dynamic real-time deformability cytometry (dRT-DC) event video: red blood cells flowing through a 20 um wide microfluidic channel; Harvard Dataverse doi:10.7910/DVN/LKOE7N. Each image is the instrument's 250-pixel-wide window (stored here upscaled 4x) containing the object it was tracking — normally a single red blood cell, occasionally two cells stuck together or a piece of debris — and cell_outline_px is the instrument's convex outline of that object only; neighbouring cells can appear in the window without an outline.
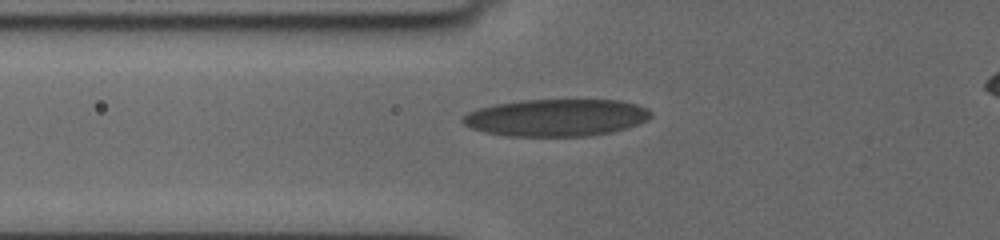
{"species": "human", "species_latin": "Homo sapiens", "temperature_condition": "cold", "stored_images_in_passage": 37, "camera_frame_rate_fps": 3000, "um_per_image_px": 0.085, "donor": {"sex": "female"}, "frame": {"image": 1, "passage_image": 2, "time_ms": 0.333, "image_size_px": [1000, 240], "cell_outline_px": [[652, 116], [636, 124], [612, 132], [588, 136], [508, 136], [484, 132], [472, 128], [464, 124], [460, 120], [460, 116], [468, 112], [480, 108], [496, 104], [520, 100], [620, 100], [636, 104], [648, 108], [652, 112]], "centroid_in_image_um": [47.25, 9.99], "position_along_channel_um": 78.5, "area_um2": 40.75}}
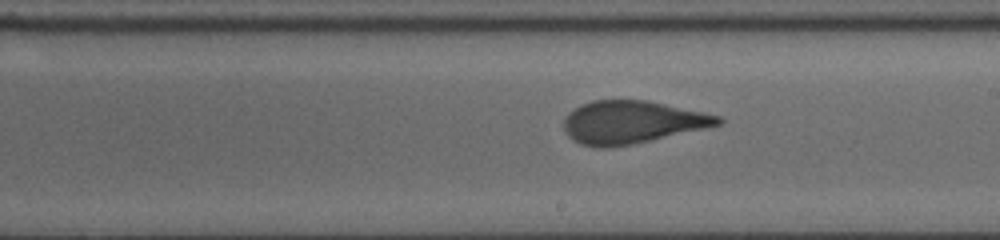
{"frame": {"image": 2, "passage_image": 15, "time_ms": 4.667, "image_size_px": [1000, 240], "cell_outline_px": [[724, 120], [720, 124], [704, 128], [632, 144], [604, 148], [600, 148], [580, 144], [572, 140], [568, 136], [564, 128], [564, 120], [568, 112], [592, 100], [648, 100], [720, 116]], "centroid_in_image_um": [53.68, 10.38], "position_along_channel_um": 235.3, "area_um2": 37.97}}
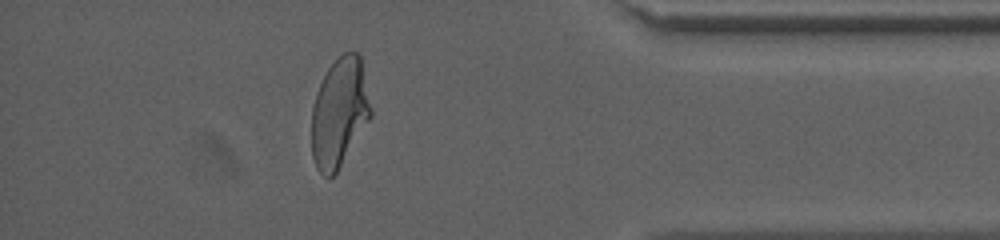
{"frame": {"image": 3, "passage_image": 31, "time_ms": 10.0, "image_size_px": [1000, 240], "cell_outline_px": [[372, 116], [336, 172], [328, 180], [316, 168], [312, 156], [312, 104], [316, 92], [328, 68], [344, 52], [360, 52], [372, 108]], "centroid_in_image_um": [28.86, 9.56], "position_along_channel_um": 406.3, "area_um2": 37.74}}